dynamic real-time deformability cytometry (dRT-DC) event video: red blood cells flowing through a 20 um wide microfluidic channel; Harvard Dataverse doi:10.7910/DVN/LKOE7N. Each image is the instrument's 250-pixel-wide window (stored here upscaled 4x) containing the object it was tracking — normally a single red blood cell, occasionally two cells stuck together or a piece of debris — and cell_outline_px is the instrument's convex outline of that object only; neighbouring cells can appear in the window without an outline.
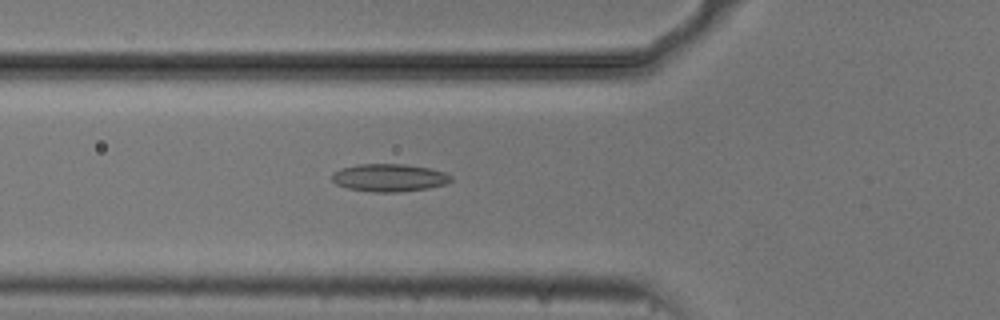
{"species": "common noctule bat (a hibernating species)", "species_latin": "Nyctalus noctula", "temperature_condition": "cold", "stored_images_in_passage": 48, "camera_frame_rate_fps": 3000, "um_per_image_px": 0.085, "animal": {"sex": "male", "body_mass_g": 20.5, "forearm_length_mm": 52.5}, "frame": {"image": 1, "passage_image": 13, "time_ms": 4.0, "image_size_px": [1000, 320], "cell_outline_px": [[452, 180], [444, 184], [428, 188], [396, 192], [376, 192], [348, 188], [336, 184], [332, 180], [332, 172], [340, 168], [356, 164], [404, 164], [428, 168], [444, 172], [452, 176]], "centroid_in_image_um": [33.05, 15.09], "position_along_channel_um": 92.8, "area_um2": 19.13}}
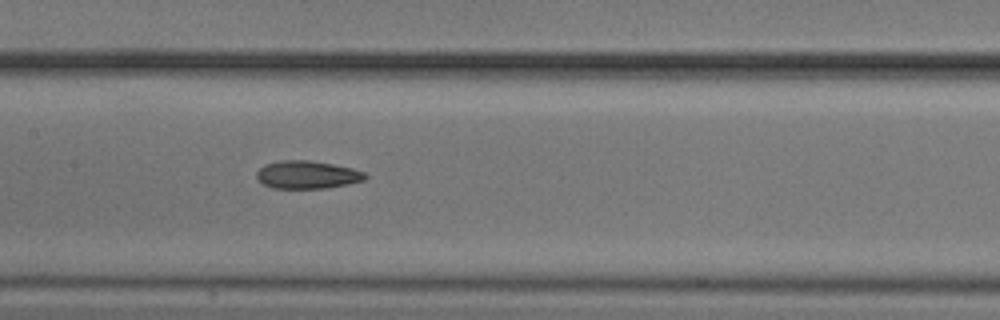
{"frame": {"image": 2, "passage_image": 20, "time_ms": 6.333, "image_size_px": [1000, 320], "cell_outline_px": [[368, 176], [364, 180], [348, 184], [324, 188], [272, 188], [264, 184], [256, 176], [256, 172], [260, 168], [268, 164], [280, 160], [308, 160], [332, 164], [352, 168], [364, 172]], "centroid_in_image_um": [26.13, 14.85], "position_along_channel_um": 181.3, "area_um2": 17.46}}
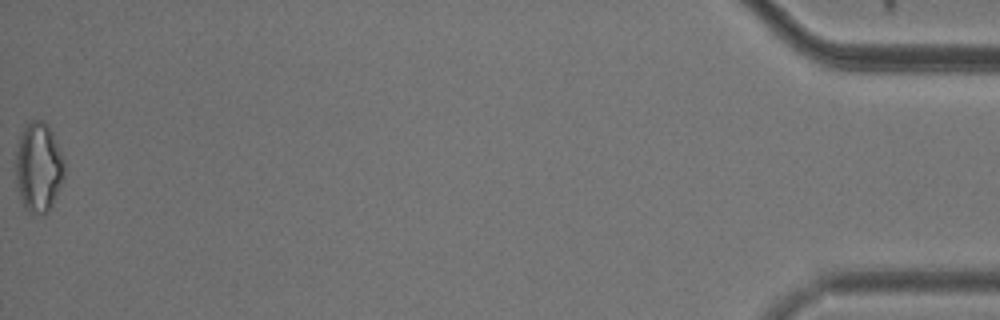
{"frame": {"image": 3, "passage_image": 48, "time_ms": 15.667, "image_size_px": [1000, 320], "cell_outline_px": [[64, 176], [52, 204], [48, 212], [44, 216], [28, 212], [24, 208], [20, 196], [16, 180], [16, 152], [20, 136], [24, 128], [32, 120], [44, 120], [48, 124], [52, 132], [64, 160]], "centroid_in_image_um": [3.27, 14.24], "position_along_channel_um": 431.9, "area_um2": 25.32}}